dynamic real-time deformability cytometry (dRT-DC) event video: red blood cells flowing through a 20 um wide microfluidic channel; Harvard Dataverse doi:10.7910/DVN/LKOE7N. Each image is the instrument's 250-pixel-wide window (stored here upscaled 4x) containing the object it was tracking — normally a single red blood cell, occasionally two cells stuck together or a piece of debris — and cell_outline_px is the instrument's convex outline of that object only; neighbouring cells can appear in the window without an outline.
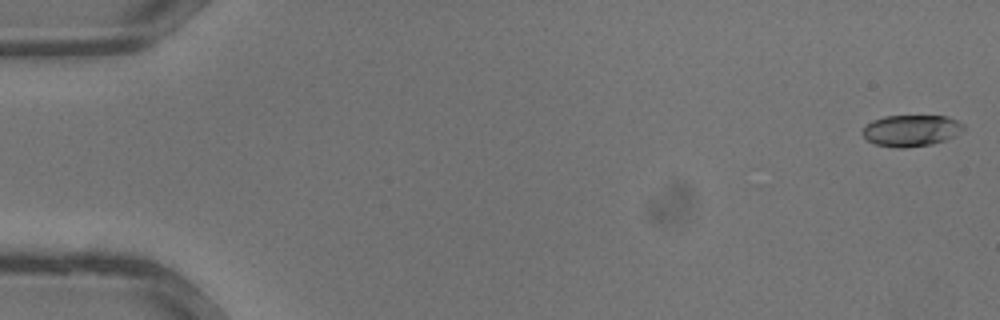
{"species": "common noctule bat (a hibernating species)", "species_latin": "Nyctalus noctula", "temperature_condition": "warm", "stored_images_in_passage": 20, "camera_frame_rate_fps": 3000, "um_per_image_px": 0.085, "animal": {"sex": "male", "body_mass_g": 13.3}, "frame": {"image": 1, "passage_image": 1, "time_ms": 0.0, "image_size_px": [1000, 320], "cell_outline_px": [[964, 128], [952, 136], [944, 140], [932, 144], [904, 148], [896, 148], [876, 144], [868, 140], [860, 132], [872, 120], [884, 116], [948, 116], [964, 124]], "centroid_in_image_um": [77.42, 11.09], "position_along_channel_um": 7.6, "area_um2": 18.32}}
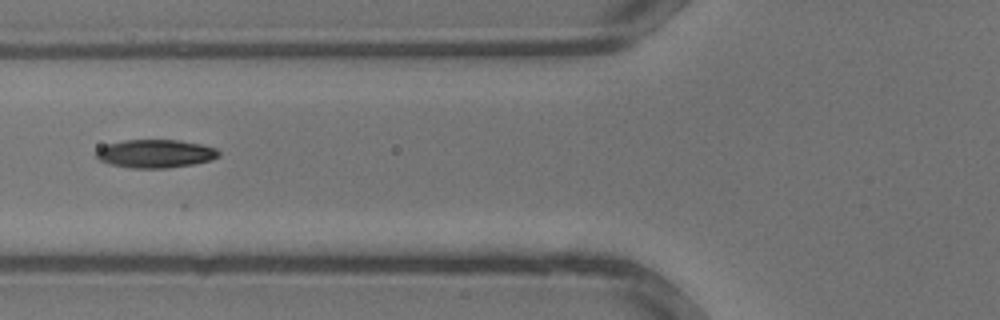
{"frame": {"image": 2, "passage_image": 14, "time_ms": 4.333, "image_size_px": [1000, 320], "cell_outline_px": [[220, 156], [212, 160], [192, 164], [164, 168], [132, 168], [112, 164], [100, 160], [96, 156], [96, 152], [104, 144], [124, 140], [176, 140], [200, 144], [216, 148], [220, 152]], "centroid_in_image_um": [13.22, 13.05], "position_along_channel_um": 112.6, "area_um2": 20.06}}
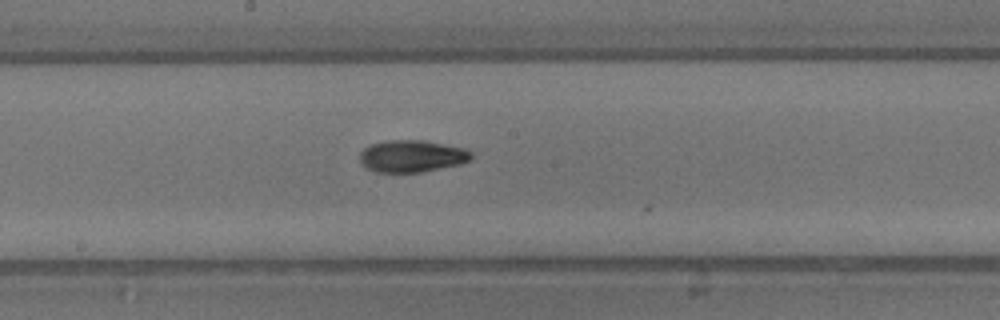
{"frame": {"image": 3, "passage_image": 19, "time_ms": 6.0, "image_size_px": [1000, 320], "cell_outline_px": [[472, 156], [468, 160], [460, 164], [420, 172], [376, 172], [368, 168], [360, 160], [360, 152], [368, 144], [388, 140], [424, 140], [464, 148], [472, 152]], "centroid_in_image_um": [34.99, 13.26], "position_along_channel_um": 213.2, "area_um2": 20.69}}